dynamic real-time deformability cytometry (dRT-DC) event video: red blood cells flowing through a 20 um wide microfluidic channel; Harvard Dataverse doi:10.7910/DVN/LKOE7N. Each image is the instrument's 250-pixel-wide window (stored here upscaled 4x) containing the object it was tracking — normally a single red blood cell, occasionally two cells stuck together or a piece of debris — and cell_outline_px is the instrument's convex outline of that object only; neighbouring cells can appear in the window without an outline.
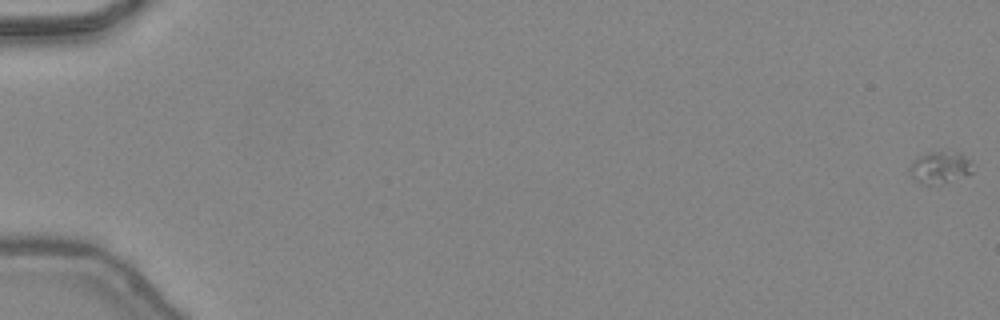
{"species": "common noctule bat (a hibernating species)", "species_latin": "Nyctalus noctula", "temperature_condition": "warm", "stored_images_in_passage": 9, "camera_frame_rate_fps": 3000, "um_per_image_px": 0.085, "animal": {"sex": "female", "body_mass_g": 24.6, "forearm_length_mm": 56.2}, "frame": {"image": 1, "passage_image": 1, "time_ms": 0.0, "image_size_px": [1000, 320], "cell_outline_px": [[972, 172], [948, 180], [932, 184], [920, 184], [908, 172], [908, 168], [912, 160], [916, 156], [928, 152], [960, 152], [972, 160]], "centroid_in_image_um": [79.84, 14.18], "position_along_channel_um": 5.2, "area_um2": 11.62}}